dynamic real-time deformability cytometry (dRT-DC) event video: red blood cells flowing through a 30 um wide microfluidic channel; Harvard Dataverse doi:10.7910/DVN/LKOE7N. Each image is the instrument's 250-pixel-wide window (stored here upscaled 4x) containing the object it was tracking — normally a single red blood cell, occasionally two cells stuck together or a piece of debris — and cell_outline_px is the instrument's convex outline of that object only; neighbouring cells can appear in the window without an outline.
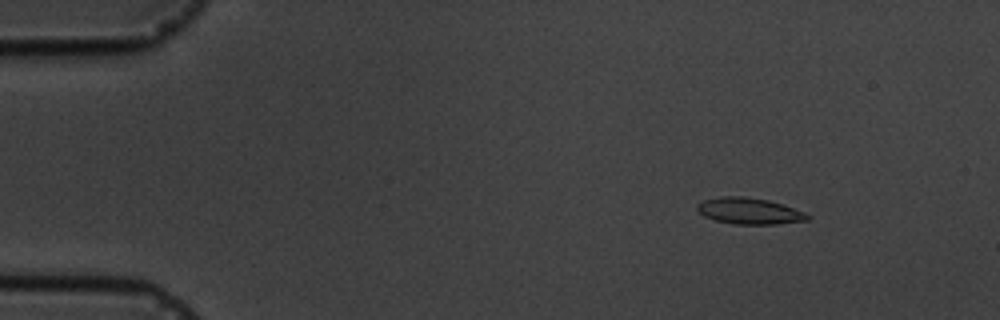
{"species": "common noctule bat (a hibernating species)", "species_latin": "Nyctalus noctula", "temperature_condition": "cold", "stored_images_in_passage": 6, "camera_frame_rate_fps": 3000, "um_per_image_px": 0.085, "animal": {"sex": "male", "body_mass_g": 19.5, "forearm_length_mm": 54.6}, "frame": {"image": 1, "passage_image": 2, "time_ms": 1.333, "image_size_px": [1000, 320], "cell_outline_px": [[812, 216], [808, 220], [776, 224], [732, 224], [716, 220], [704, 216], [696, 208], [696, 204], [704, 200], [720, 196], [740, 196], [768, 200], [784, 204], [804, 212]], "centroid_in_image_um": [63.7, 17.93], "position_along_channel_um": 21.3, "area_um2": 16.94}}
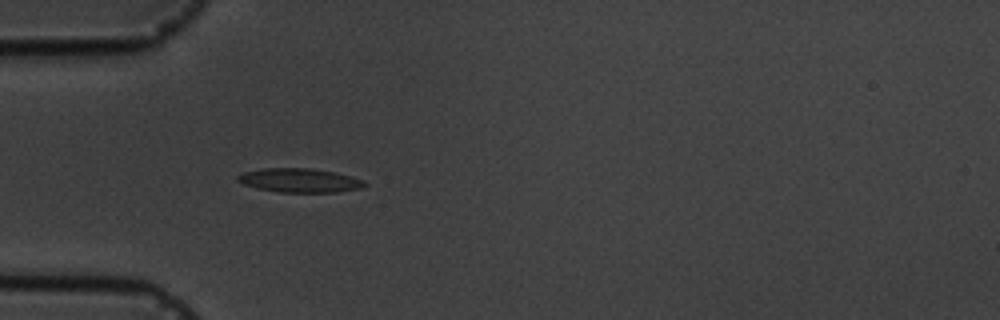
{"frame": {"image": 2, "passage_image": 5, "time_ms": 4.667, "image_size_px": [1000, 320], "cell_outline_px": [[368, 184], [360, 188], [336, 192], [280, 192], [256, 188], [244, 184], [236, 180], [236, 176], [244, 172], [264, 168], [312, 168], [336, 172], [364, 180]], "centroid_in_image_um": [25.47, 15.32], "position_along_channel_um": 59.5, "area_um2": 17.74}}
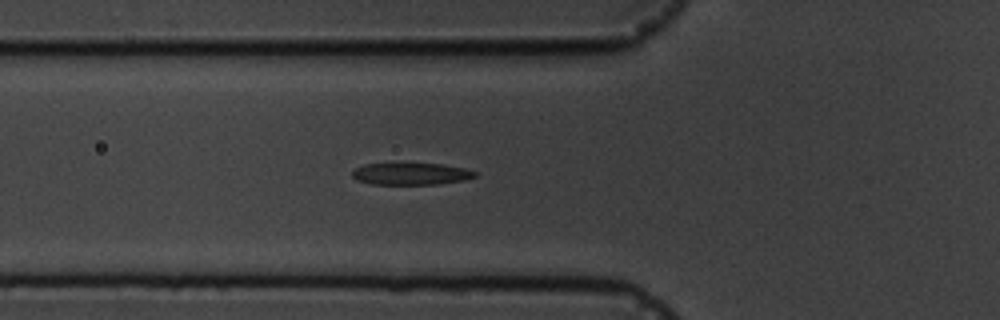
{"frame": {"image": 3, "passage_image": 6, "time_ms": 5.667, "image_size_px": [1000, 320], "cell_outline_px": [[476, 176], [464, 180], [436, 184], [372, 184], [356, 180], [352, 176], [352, 172], [356, 168], [364, 164], [440, 164], [464, 168], [476, 172]], "centroid_in_image_um": [34.91, 14.78], "position_along_channel_um": 90.9, "area_um2": 15.43}}